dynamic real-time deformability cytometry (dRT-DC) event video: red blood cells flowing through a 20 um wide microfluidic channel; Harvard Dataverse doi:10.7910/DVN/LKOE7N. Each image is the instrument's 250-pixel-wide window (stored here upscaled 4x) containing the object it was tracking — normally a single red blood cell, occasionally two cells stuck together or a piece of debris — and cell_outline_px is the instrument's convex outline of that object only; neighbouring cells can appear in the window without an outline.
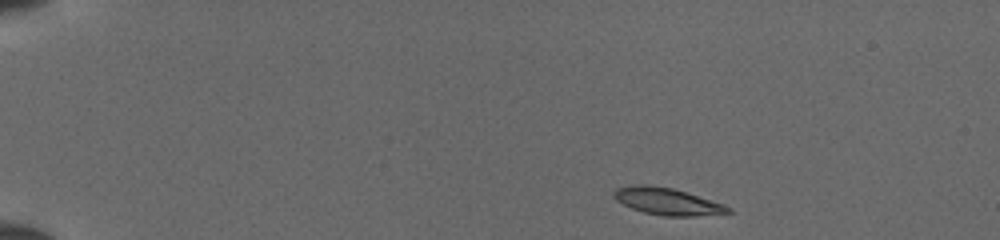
{"species": "common noctule bat (a hibernating species)", "species_latin": "Nyctalus noctula", "temperature_condition": "cold", "stored_images_in_passage": 42, "camera_frame_rate_fps": 3000, "um_per_image_px": 0.085, "animal": {"sex": "female", "body_mass_g": 19.5, "forearm_length_mm": 54.1}, "frame": {"image": 1, "passage_image": 1, "time_ms": 0.0, "image_size_px": [1000, 240], "cell_outline_px": [[732, 212], [696, 216], [664, 216], [644, 212], [632, 208], [616, 200], [612, 196], [612, 192], [616, 188], [632, 184], [648, 184], [672, 188], [724, 204], [732, 208]], "centroid_in_image_um": [56.68, 17.11], "position_along_channel_um": 28.3, "area_um2": 17.98}}
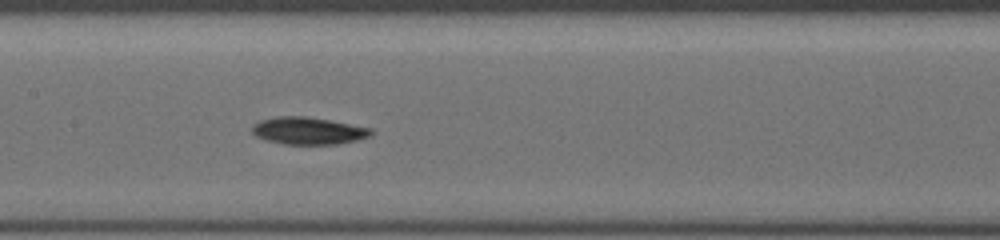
{"frame": {"image": 2, "passage_image": 19, "time_ms": 6.0, "image_size_px": [1000, 240], "cell_outline_px": [[372, 136], [356, 140], [336, 144], [284, 144], [268, 140], [256, 136], [252, 132], [252, 124], [260, 120], [276, 116], [308, 116], [332, 120], [372, 128]], "centroid_in_image_um": [26.21, 11.1], "position_along_channel_um": 181.2, "area_um2": 19.02}}
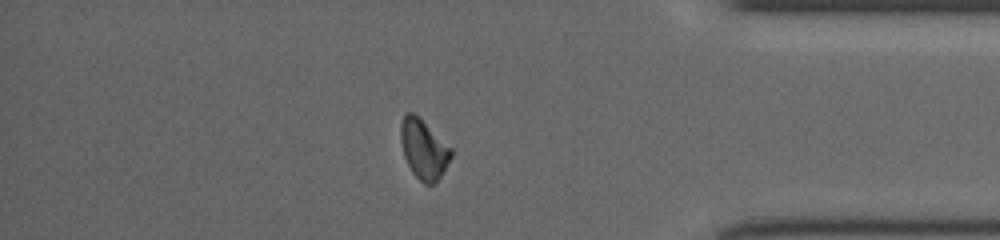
{"frame": {"image": 3, "passage_image": 36, "time_ms": 11.667, "image_size_px": [1000, 240], "cell_outline_px": [[452, 156], [440, 176], [432, 184], [424, 184], [412, 172], [404, 156], [400, 140], [400, 124], [404, 116], [408, 112], [412, 112], [452, 148]], "centroid_in_image_um": [36.0, 12.69], "position_along_channel_um": 399.2, "area_um2": 17.05}}